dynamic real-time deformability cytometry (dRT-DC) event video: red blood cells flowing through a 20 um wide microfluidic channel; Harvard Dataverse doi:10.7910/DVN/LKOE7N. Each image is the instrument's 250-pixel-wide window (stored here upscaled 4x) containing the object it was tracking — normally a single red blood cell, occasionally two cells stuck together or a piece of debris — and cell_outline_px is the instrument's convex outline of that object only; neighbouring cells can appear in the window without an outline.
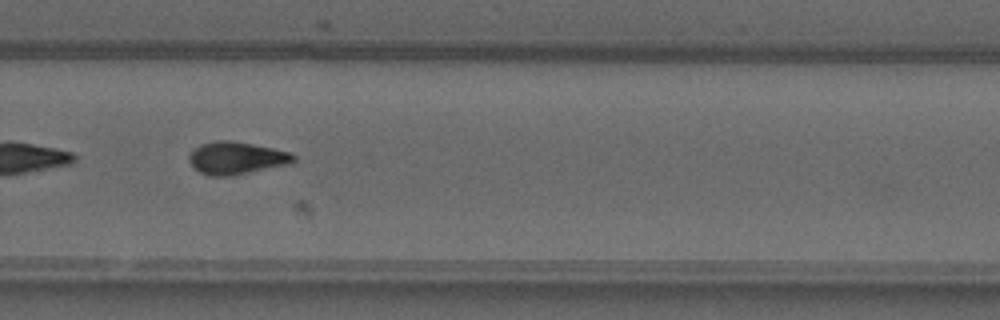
{"species": "common noctule bat (a hibernating species)", "species_latin": "Nyctalus noctula", "temperature_condition": "warm", "stored_images_in_passage": 30, "camera_frame_rate_fps": 3000, "um_per_image_px": 0.085, "animal": {"sex": "male", "forearm_length_mm": 52.5}, "frame": {"image": 1, "passage_image": 22, "time_ms": 7.0, "image_size_px": [1000, 320], "cell_outline_px": [[296, 160], [292, 164], [248, 172], [224, 176], [212, 176], [200, 172], [188, 160], [188, 156], [200, 144], [216, 140], [228, 140], [252, 144], [292, 152], [296, 156]], "centroid_in_image_um": [20.14, 13.42], "position_along_channel_um": 309.7, "area_um2": 19.59}}